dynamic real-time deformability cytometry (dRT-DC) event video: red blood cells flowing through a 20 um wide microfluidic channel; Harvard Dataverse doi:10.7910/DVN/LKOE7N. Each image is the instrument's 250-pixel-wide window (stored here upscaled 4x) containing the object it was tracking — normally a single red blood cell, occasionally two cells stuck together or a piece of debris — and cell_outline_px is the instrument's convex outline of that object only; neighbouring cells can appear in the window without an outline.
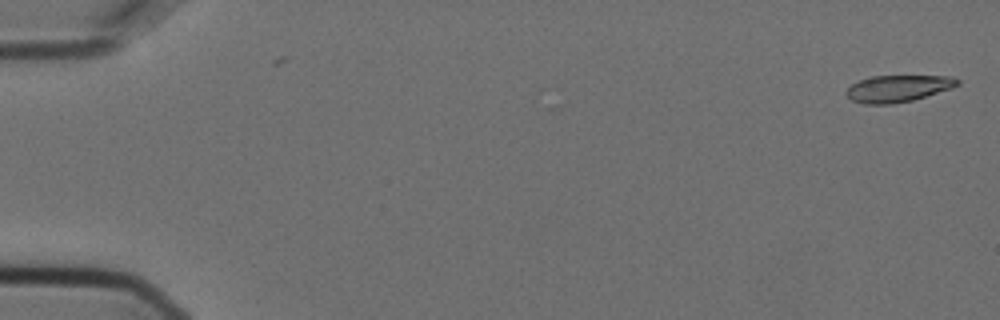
{"species": "Egyptian fruit bat (a non-hibernating species)", "species_latin": "Rousettus aegyptiacus", "temperature_condition": "cold", "stored_images_in_passage": 2, "camera_frame_rate_fps": 3000, "um_per_image_px": 0.085, "animal": {"sex": "female"}, "frame": {"image": 1, "passage_image": 1, "time_ms": 0.0, "image_size_px": [1000, 320], "cell_outline_px": [[960, 84], [952, 88], [912, 100], [892, 104], [864, 104], [852, 100], [844, 92], [852, 84], [868, 76], [952, 76], [960, 80]], "centroid_in_image_um": [76.33, 7.51], "position_along_channel_um": 8.7, "area_um2": 17.34}}